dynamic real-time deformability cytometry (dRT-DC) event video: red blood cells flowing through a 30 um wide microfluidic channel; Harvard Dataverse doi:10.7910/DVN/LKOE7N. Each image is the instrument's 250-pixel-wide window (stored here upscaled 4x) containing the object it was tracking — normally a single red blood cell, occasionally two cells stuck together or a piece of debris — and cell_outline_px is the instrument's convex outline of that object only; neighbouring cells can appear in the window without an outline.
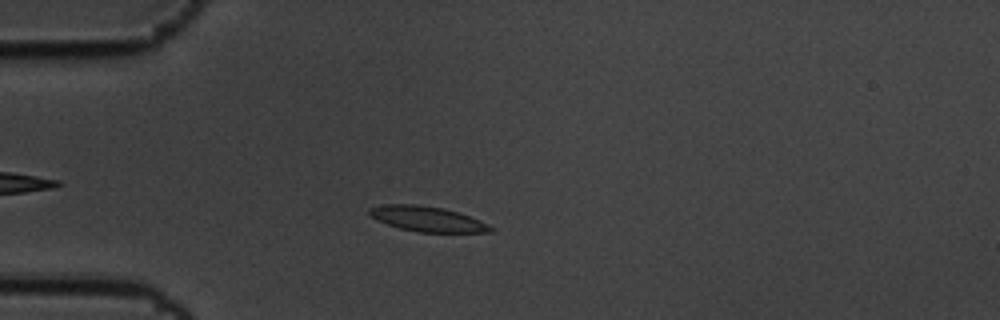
{"species": "common noctule bat (a hibernating species)", "species_latin": "Nyctalus noctula", "temperature_condition": "cold", "stored_images_in_passage": 56, "camera_frame_rate_fps": 3000, "um_per_image_px": 0.085, "animal": {"sex": "male", "body_mass_g": 19.5, "forearm_length_mm": 54.6}, "frame": {"image": 1, "passage_image": 13, "time_ms": 4.0, "image_size_px": [1000, 320], "cell_outline_px": [[496, 228], [492, 232], [416, 232], [400, 228], [388, 224], [372, 216], [368, 212], [368, 208], [384, 204], [416, 204], [440, 208], [456, 212], [480, 220]], "centroid_in_image_um": [36.34, 18.61], "position_along_channel_um": 48.7, "area_um2": 17.51}}
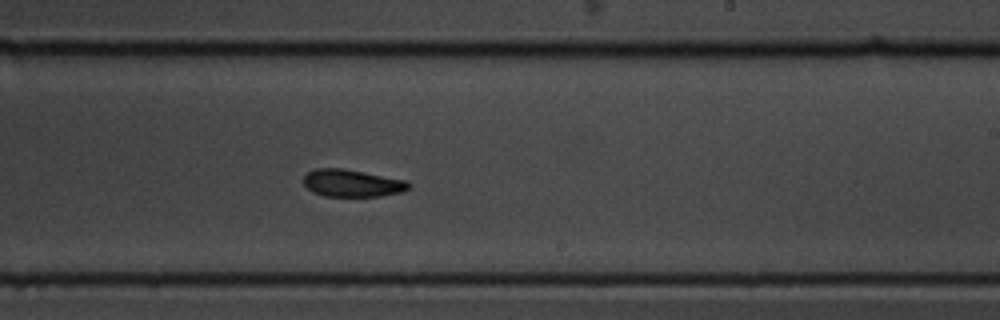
{"frame": {"image": 2, "passage_image": 33, "time_ms": 10.667, "image_size_px": [1000, 320], "cell_outline_px": [[408, 188], [400, 192], [380, 196], [324, 196], [312, 192], [304, 184], [304, 176], [308, 172], [316, 168], [344, 168], [408, 180]], "centroid_in_image_um": [29.91, 15.56], "position_along_channel_um": 259.1, "area_um2": 16.7}}
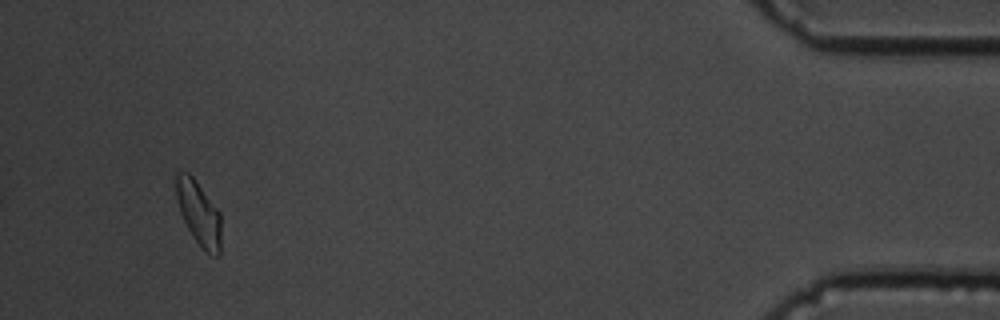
{"frame": {"image": 3, "passage_image": 53, "time_ms": 17.333, "image_size_px": [1000, 320], "cell_outline_px": [[220, 256], [212, 256], [192, 236], [180, 212], [176, 196], [172, 176], [176, 172], [188, 172], [192, 176], [220, 212]], "centroid_in_image_um": [16.85, 18.05], "position_along_channel_um": 418.3, "area_um2": 16.82}, "authors_computed_cell_mechanics": {"area_um2": 17.3689, "velocity_mm_per_s": 3.4001, "shape_relaxation_time_tau1_ms": 2.8788, "shape_relaxation_time_tau2_ms": 4.7672, "deformation_change_tau1": 0.1001, "deformation_change_tau2": 0.0839}}